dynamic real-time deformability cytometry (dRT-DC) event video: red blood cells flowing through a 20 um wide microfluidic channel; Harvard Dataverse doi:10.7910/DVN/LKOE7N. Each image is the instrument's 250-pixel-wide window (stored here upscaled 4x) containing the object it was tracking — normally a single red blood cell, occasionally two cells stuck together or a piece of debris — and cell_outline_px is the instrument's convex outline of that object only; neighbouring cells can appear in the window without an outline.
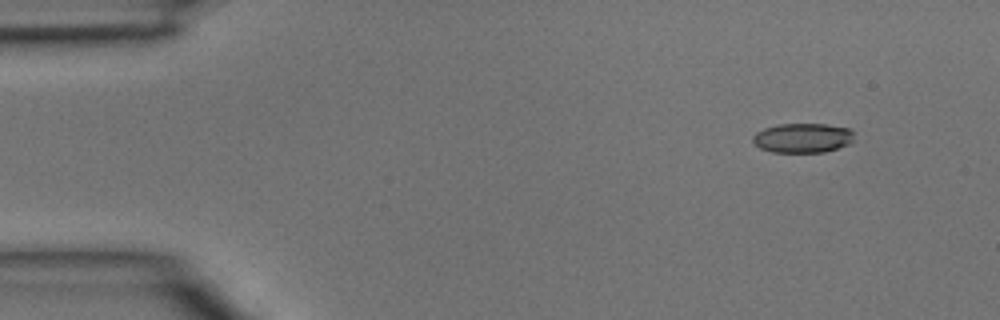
{"species": "common noctule bat (a hibernating species)", "species_latin": "Nyctalus noctula", "temperature_condition": "room temperature", "stored_images_in_passage": 4, "segment_of_instrument_passage": [2, 2], "camera_frame_rate_fps": 3000, "um_per_image_px": 0.085, "animal": {"sex": "male", "body_mass_g": 15.6}, "frame": {"image": 1, "passage_image": 4, "time_ms": 1.0, "image_size_px": [1000, 320], "cell_outline_px": [[852, 140], [848, 144], [824, 152], [772, 152], [760, 148], [752, 140], [752, 136], [756, 132], [764, 128], [776, 124], [824, 124], [848, 128], [852, 132]], "centroid_in_image_um": [68.17, 11.72], "position_along_channel_um": 16.8, "area_um2": 17.28}}